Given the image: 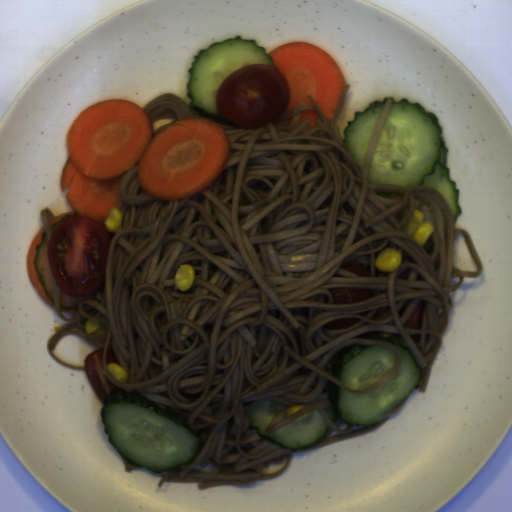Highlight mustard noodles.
I'll use <instances>...</instances> for the list:
<instances>
[{
    "mask_svg": "<svg viewBox=\"0 0 512 512\" xmlns=\"http://www.w3.org/2000/svg\"><path fill=\"white\" fill-rule=\"evenodd\" d=\"M52 218H56L55 215L53 214L52 210L49 209V208H44V209H41L40 211V219L42 221V224L44 227V230H45V234H46V238H47V242L49 244V239H50V236L52 234L51 230H50V225H49V222Z\"/></svg>",
    "mask_w": 512,
    "mask_h": 512,
    "instance_id": "2",
    "label": "mustard noodles"
},
{
    "mask_svg": "<svg viewBox=\"0 0 512 512\" xmlns=\"http://www.w3.org/2000/svg\"><path fill=\"white\" fill-rule=\"evenodd\" d=\"M345 85L329 124L311 94L312 105L283 112L266 126L240 129L221 117L204 115L178 95L151 99L143 110L151 119L171 111L176 119L160 126L151 139L186 118L214 120L229 141L222 173L205 189L180 199L161 200L139 184V160L124 172L116 209L122 223L109 232L105 280L96 299L79 303L73 318L61 310V289L52 273L54 309L67 323L48 338L77 333L103 349V371L128 393H138L162 410L180 417L200 438L196 458L160 472L163 482L244 486L277 478L292 455L369 433L400 411L405 399L374 425H349L326 413L331 382L355 394L377 390L402 366L399 349L363 339L376 333L400 336L422 370L413 390L425 393L442 335L454 306L450 293L464 278H477L483 266L470 234L455 228L452 209L430 186L403 188L371 184L367 177L392 107L388 97L370 139L363 163L352 159L336 125ZM317 110V127L304 110ZM150 139V140H151ZM414 209L435 229L423 246L401 229ZM464 234L477 271L452 268V248ZM402 259L392 272L374 260L384 248ZM360 263L371 277L340 269ZM192 265L195 281L175 286L178 266ZM460 277L457 285L449 284ZM328 289L369 290L370 299L333 304ZM423 300L418 329L404 328ZM361 319L346 329L326 323ZM103 322L88 334L85 321ZM390 346L394 368L362 390L345 387L330 376L331 367L353 345ZM114 349L128 381L114 380L105 364ZM278 402L266 432L272 434L297 417L318 410L330 427L325 438L304 449L281 448L248 429V410L261 400ZM306 404L286 416L287 408ZM285 461L280 472L261 473ZM212 464L217 472L195 468Z\"/></svg>",
    "mask_w": 512,
    "mask_h": 512,
    "instance_id": "1",
    "label": "mustard noodles"
},
{
    "mask_svg": "<svg viewBox=\"0 0 512 512\" xmlns=\"http://www.w3.org/2000/svg\"><path fill=\"white\" fill-rule=\"evenodd\" d=\"M123 458V462H124V466H125V470L126 472L128 473H132V470H138L140 468H144V467H141V466H138L136 464H133L132 462H130L129 460H127L126 458Z\"/></svg>",
    "mask_w": 512,
    "mask_h": 512,
    "instance_id": "3",
    "label": "mustard noodles"
}]
</instances>
